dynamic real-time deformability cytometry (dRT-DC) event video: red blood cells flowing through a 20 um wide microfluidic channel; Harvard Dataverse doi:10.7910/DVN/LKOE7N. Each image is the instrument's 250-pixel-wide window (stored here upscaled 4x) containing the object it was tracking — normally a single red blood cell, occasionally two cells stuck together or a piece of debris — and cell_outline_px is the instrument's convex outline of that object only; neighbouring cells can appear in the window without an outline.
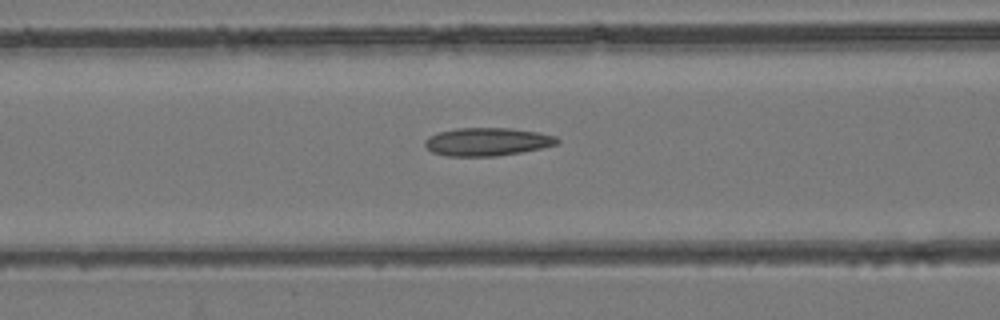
{"species": "common noctule bat (a hibernating species)", "species_latin": "Nyctalus noctula", "temperature_condition": "room temperature", "stored_images_in_passage": 40, "camera_frame_rate_fps": 3000, "um_per_image_px": 0.085, "animal": {"sex": "female", "body_mass_g": 24.6, "forearm_length_mm": 56.2}, "frame": {"image": 1, "passage_image": 13, "time_ms": 4.0, "image_size_px": [1000, 320], "cell_outline_px": [[560, 140], [556, 144], [540, 148], [520, 152], [496, 156], [444, 156], [432, 152], [424, 144], [424, 140], [428, 136], [440, 132], [456, 128], [512, 128], [540, 132], [556, 136]], "centroid_in_image_um": [41.4, 12.04], "position_along_channel_um": 125.2, "area_um2": 21.68}}
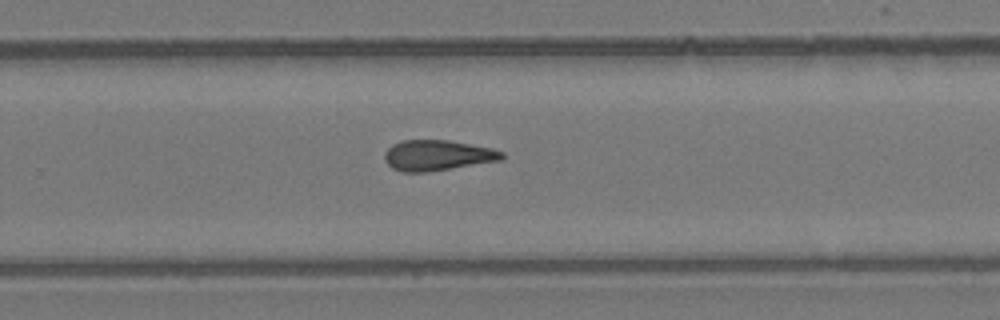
{"frame": {"image": 2, "passage_image": 24, "time_ms": 7.667, "image_size_px": [1000, 320], "cell_outline_px": [[504, 156], [500, 160], [452, 168], [424, 172], [404, 172], [392, 168], [384, 160], [384, 152], [392, 144], [404, 140], [448, 140], [492, 148], [504, 152]], "centroid_in_image_um": [37.15, 13.2], "position_along_channel_um": 292.6, "area_um2": 20.75}}
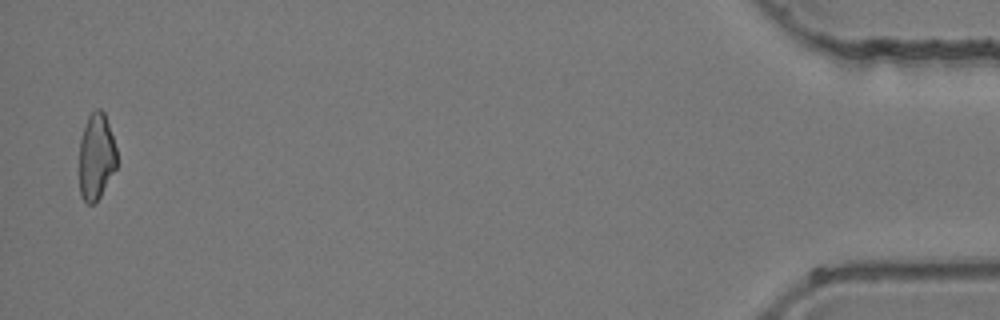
{"frame": {"image": 3, "passage_image": 39, "time_ms": 12.667, "image_size_px": [1000, 320], "cell_outline_px": [[116, 168], [100, 196], [92, 204], [88, 204], [80, 196], [80, 140], [88, 116], [96, 108], [100, 108], [104, 112], [116, 148]], "centroid_in_image_um": [8.18, 13.31], "position_along_channel_um": 427.0, "area_um2": 18.61}}